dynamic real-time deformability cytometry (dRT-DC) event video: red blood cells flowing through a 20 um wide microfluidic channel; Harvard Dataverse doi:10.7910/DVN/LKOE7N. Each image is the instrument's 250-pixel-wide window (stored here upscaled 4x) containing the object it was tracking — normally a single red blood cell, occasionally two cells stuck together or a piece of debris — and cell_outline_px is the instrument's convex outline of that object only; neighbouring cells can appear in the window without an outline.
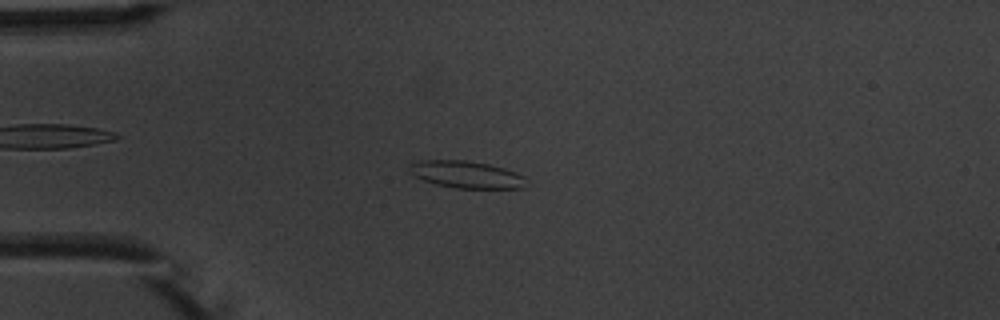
{"species": "common noctule bat (a hibernating species)", "species_latin": "Nyctalus noctula", "temperature_condition": "warm", "stored_images_in_passage": 5, "camera_frame_rate_fps": 3000, "um_per_image_px": 0.085, "animal": {"sex": "male", "body_mass_g": 20.1, "forearm_length_mm": 53.5}, "frame": {"image": 1, "passage_image": 3, "time_ms": 3.333, "image_size_px": [1000, 320], "cell_outline_px": [[524, 188], [456, 188], [436, 184], [424, 180], [416, 176], [408, 168], [412, 164], [420, 160], [464, 160], [488, 164], [504, 168], [524, 176]], "centroid_in_image_um": [39.64, 14.83], "position_along_channel_um": 45.4, "area_um2": 18.09}}
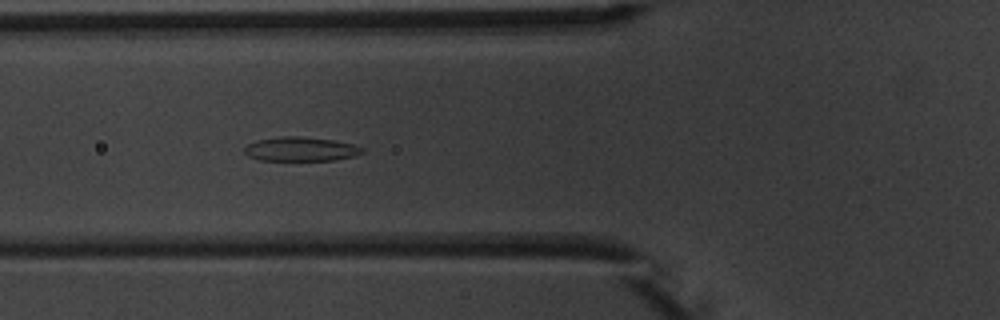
{"frame": {"image": 2, "passage_image": 5, "time_ms": 5.333, "image_size_px": [1000, 320], "cell_outline_px": [[364, 152], [352, 156], [332, 160], [260, 160], [248, 156], [244, 152], [244, 148], [248, 144], [256, 140], [280, 136], [300, 136], [332, 140], [352, 144], [364, 148]], "centroid_in_image_um": [25.52, 12.66], "position_along_channel_um": 100.3, "area_um2": 16.47}}